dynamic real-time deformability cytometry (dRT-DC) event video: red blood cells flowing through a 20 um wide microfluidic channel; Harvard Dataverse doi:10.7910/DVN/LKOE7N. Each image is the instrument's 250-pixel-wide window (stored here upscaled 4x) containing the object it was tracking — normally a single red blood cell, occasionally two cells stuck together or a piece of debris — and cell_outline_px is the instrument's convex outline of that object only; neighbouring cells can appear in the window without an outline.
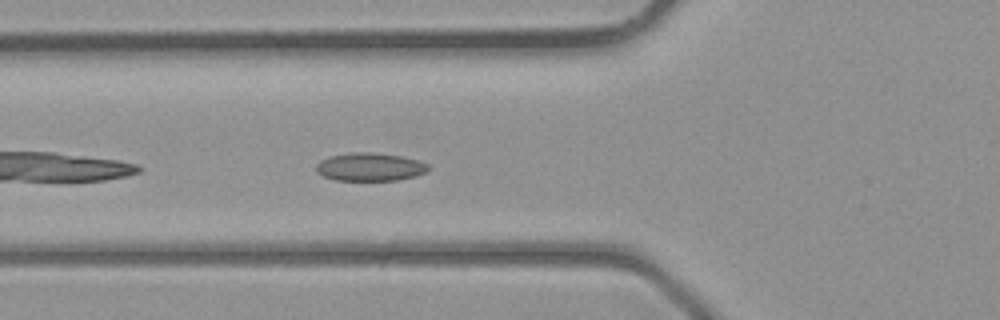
{"species": "common noctule bat (a hibernating species)", "species_latin": "Nyctalus noctula", "temperature_condition": "room temperature", "stored_images_in_passage": 29, "camera_frame_rate_fps": 3000, "um_per_image_px": 0.085, "animal": {"sex": "male", "body_mass_g": 23.1, "forearm_length_mm": 52.7}, "frame": {"image": 1, "passage_image": 3, "time_ms": 0.667, "image_size_px": [1000, 320], "cell_outline_px": [[428, 168], [424, 172], [416, 176], [396, 180], [336, 180], [324, 176], [316, 172], [316, 164], [320, 160], [332, 156], [352, 152], [368, 152], [400, 156], [416, 160], [428, 164]], "centroid_in_image_um": [31.41, 14.19], "position_along_channel_um": 94.4, "area_um2": 18.09}}
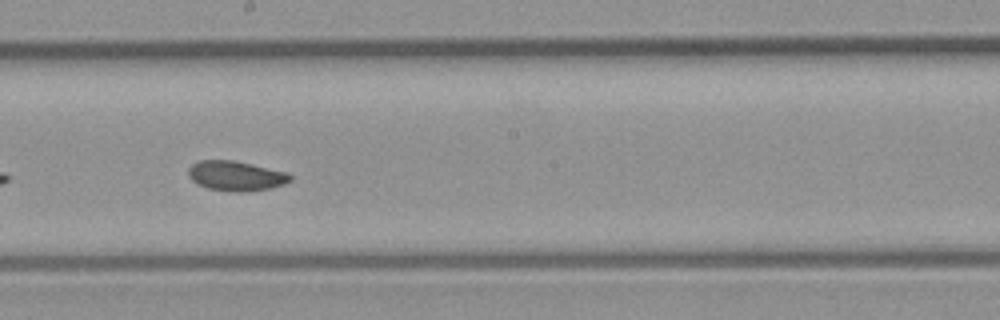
{"frame": {"image": 2, "passage_image": 11, "time_ms": 3.333, "image_size_px": [1000, 320], "cell_outline_px": [[292, 180], [284, 184], [272, 188], [236, 192], [232, 192], [208, 188], [196, 184], [188, 176], [188, 168], [192, 164], [200, 160], [232, 160], [252, 164], [288, 172], [292, 176]], "centroid_in_image_um": [20.05, 14.94], "position_along_channel_um": 228.1, "area_um2": 17.8}}
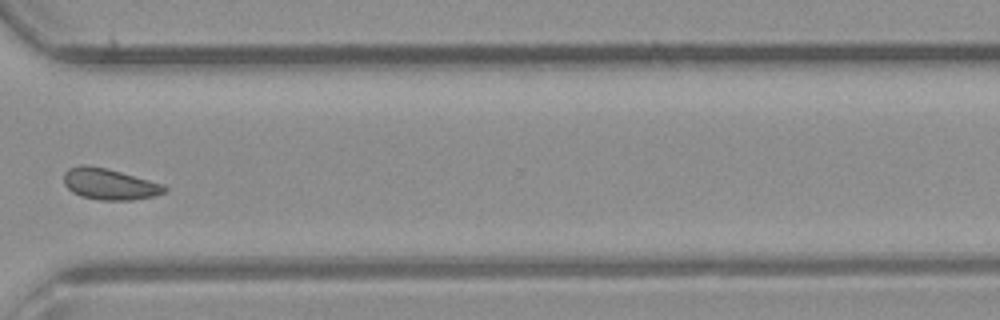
{"frame": {"image": 3, "passage_image": 19, "time_ms": 6.0, "image_size_px": [1000, 320], "cell_outline_px": [[168, 192], [152, 196], [132, 200], [100, 200], [80, 196], [72, 192], [64, 184], [64, 172], [68, 168], [80, 164], [88, 164], [108, 168], [164, 184], [168, 188]], "centroid_in_image_um": [9.3, 15.63], "position_along_channel_um": 361.3, "area_um2": 18.61}}